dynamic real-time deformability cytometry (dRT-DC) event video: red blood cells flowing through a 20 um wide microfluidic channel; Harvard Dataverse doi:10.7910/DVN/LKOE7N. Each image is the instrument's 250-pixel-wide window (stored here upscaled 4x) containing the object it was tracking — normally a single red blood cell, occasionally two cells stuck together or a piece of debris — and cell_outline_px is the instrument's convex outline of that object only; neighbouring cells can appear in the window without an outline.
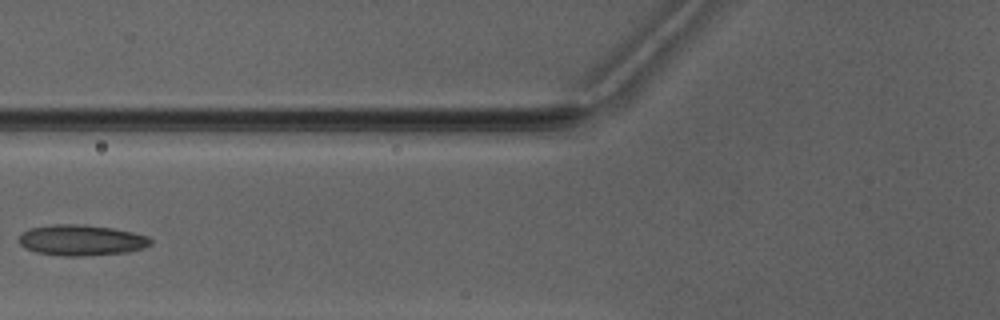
{"species": "Egyptian fruit bat (a non-hibernating species)", "species_latin": "Rousettus aegyptiacus", "temperature_condition": "warm", "stored_images_in_passage": 5, "camera_frame_rate_fps": 3000, "um_per_image_px": 0.085, "animal": {"sex": "male"}, "frame": {"image": 1, "passage_image": 5, "time_ms": 4.667, "image_size_px": [1000, 320], "cell_outline_px": [[152, 244], [144, 248], [128, 252], [80, 256], [64, 256], [36, 252], [24, 248], [20, 244], [20, 236], [24, 232], [32, 228], [56, 224], [76, 224], [112, 228], [132, 232], [148, 236], [152, 240]], "centroid_in_image_um": [6.95, 20.42], "position_along_channel_um": 118.8, "area_um2": 23.41}}